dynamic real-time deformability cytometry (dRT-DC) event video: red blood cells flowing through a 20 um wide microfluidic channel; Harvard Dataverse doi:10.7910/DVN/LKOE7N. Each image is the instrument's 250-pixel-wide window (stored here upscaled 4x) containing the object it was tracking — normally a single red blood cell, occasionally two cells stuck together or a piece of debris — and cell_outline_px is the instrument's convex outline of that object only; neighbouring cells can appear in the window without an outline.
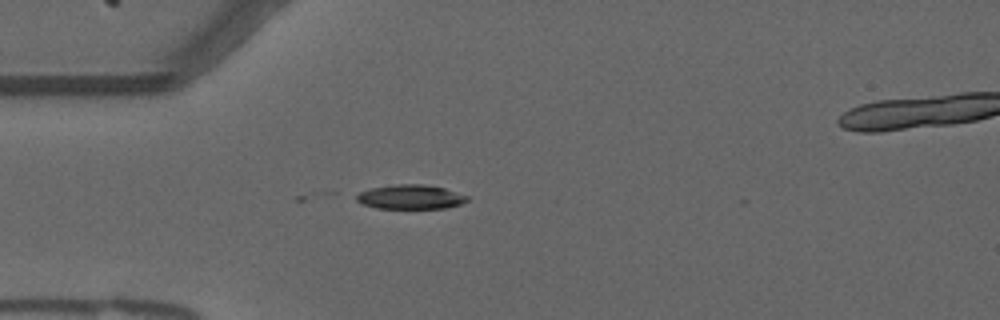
{"species": "common noctule bat (a hibernating species)", "species_latin": "Nyctalus noctula", "temperature_condition": "warm", "stored_images_in_passage": 8, "camera_frame_rate_fps": 3000, "um_per_image_px": 0.085, "animal": {"sex": "male", "forearm_length_mm": 52.5}, "frame": {"image": 1, "passage_image": 1, "time_ms": 0.0, "image_size_px": [1000, 320], "cell_outline_px": [[468, 200], [460, 204], [444, 208], [376, 208], [360, 204], [356, 200], [356, 196], [360, 192], [372, 188], [396, 184], [424, 184], [444, 188], [468, 196]], "centroid_in_image_um": [34.87, 16.74], "position_along_channel_um": 50.1, "area_um2": 15.61}}